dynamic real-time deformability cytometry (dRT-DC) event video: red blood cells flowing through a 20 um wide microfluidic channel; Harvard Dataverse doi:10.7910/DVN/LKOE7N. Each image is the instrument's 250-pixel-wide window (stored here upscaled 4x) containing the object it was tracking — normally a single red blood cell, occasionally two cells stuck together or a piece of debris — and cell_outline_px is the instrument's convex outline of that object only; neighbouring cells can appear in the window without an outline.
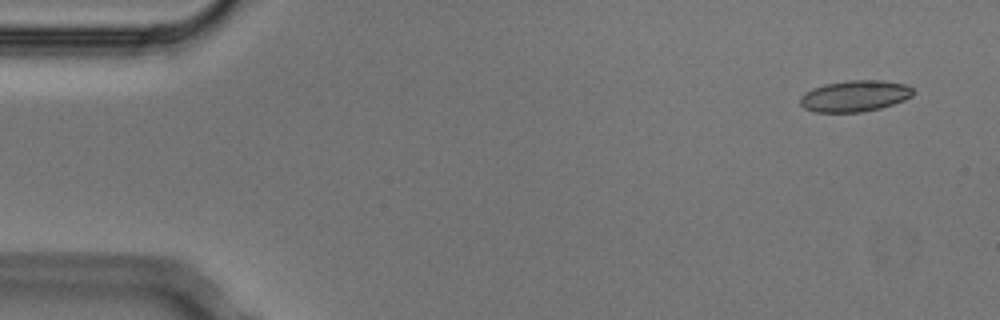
{"species": "Egyptian fruit bat (a non-hibernating species)", "species_latin": "Rousettus aegyptiacus", "temperature_condition": "cold", "stored_images_in_passage": 4, "camera_frame_rate_fps": 3000, "um_per_image_px": 0.085, "animal": {"sex": "male"}, "frame": {"image": 1, "passage_image": 1, "time_ms": 0.0, "image_size_px": [1000, 320], "cell_outline_px": [[912, 96], [904, 100], [880, 108], [860, 112], [812, 112], [804, 108], [800, 104], [800, 96], [812, 88], [824, 84], [848, 80], [880, 80], [908, 84], [912, 88]], "centroid_in_image_um": [72.63, 8.15], "position_along_channel_um": 12.4, "area_um2": 20.63}}